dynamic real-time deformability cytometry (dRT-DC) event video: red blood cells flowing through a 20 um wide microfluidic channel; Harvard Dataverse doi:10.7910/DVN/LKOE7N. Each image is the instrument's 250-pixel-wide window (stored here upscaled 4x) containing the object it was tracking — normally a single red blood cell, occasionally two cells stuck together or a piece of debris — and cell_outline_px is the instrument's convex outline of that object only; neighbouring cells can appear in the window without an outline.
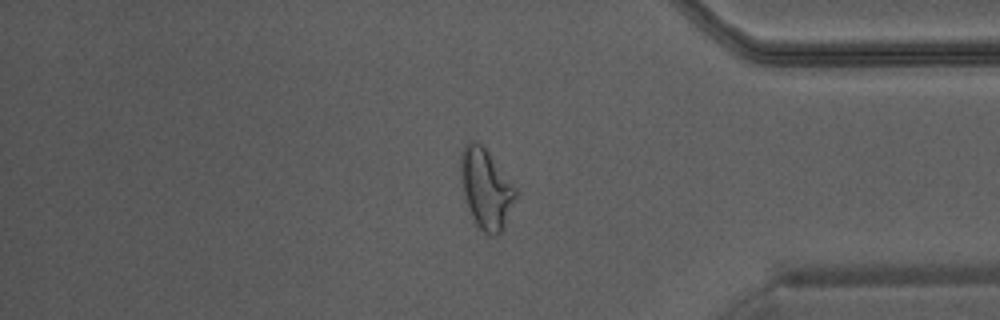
{"species": "Egyptian fruit bat (a non-hibernating species)", "species_latin": "Rousettus aegyptiacus", "temperature_condition": "warm", "stored_images_in_passage": 49, "camera_frame_rate_fps": 3000, "um_per_image_px": 0.085, "animal": {"sex": "male"}, "frame": {"image": 1, "passage_image": 42, "time_ms": 13.667, "image_size_px": [1000, 320], "cell_outline_px": [[516, 196], [500, 232], [496, 236], [492, 236], [484, 232], [472, 220], [464, 196], [460, 180], [460, 152], [464, 144], [472, 140], [476, 140], [488, 152], [516, 188]], "centroid_in_image_um": [41.25, 16.01], "position_along_channel_um": 394.0, "area_um2": 25.32}, "authors_computed_cell_mechanics": {"area_um2": 26.4724, "velocity_mm_per_s": 4.3672, "shape_relaxation_time_tau1_ms": null, "shape_relaxation_time_tau2_ms": 1.0695, "deformation_change_tau1": null, "deformation_change_tau2": 0.089}}